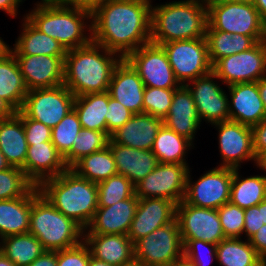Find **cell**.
I'll return each mask as SVG.
<instances>
[{
    "instance_id": "1",
    "label": "cell",
    "mask_w": 266,
    "mask_h": 266,
    "mask_svg": "<svg viewBox=\"0 0 266 266\" xmlns=\"http://www.w3.org/2000/svg\"><path fill=\"white\" fill-rule=\"evenodd\" d=\"M151 4L139 0H107L91 9L92 41L125 59L151 42Z\"/></svg>"
},
{
    "instance_id": "2",
    "label": "cell",
    "mask_w": 266,
    "mask_h": 266,
    "mask_svg": "<svg viewBox=\"0 0 266 266\" xmlns=\"http://www.w3.org/2000/svg\"><path fill=\"white\" fill-rule=\"evenodd\" d=\"M121 59L116 53L93 41L86 46L69 50L64 59L63 84L75 97L107 92L113 70Z\"/></svg>"
},
{
    "instance_id": "3",
    "label": "cell",
    "mask_w": 266,
    "mask_h": 266,
    "mask_svg": "<svg viewBox=\"0 0 266 266\" xmlns=\"http://www.w3.org/2000/svg\"><path fill=\"white\" fill-rule=\"evenodd\" d=\"M37 187L57 210L87 230L98 208L97 183L78 176L68 168L58 176L42 181Z\"/></svg>"
},
{
    "instance_id": "4",
    "label": "cell",
    "mask_w": 266,
    "mask_h": 266,
    "mask_svg": "<svg viewBox=\"0 0 266 266\" xmlns=\"http://www.w3.org/2000/svg\"><path fill=\"white\" fill-rule=\"evenodd\" d=\"M36 6L25 18L40 32L57 40L66 51L92 41L91 33L90 36L83 33L87 28L84 20L91 18V9L71 3H39Z\"/></svg>"
},
{
    "instance_id": "5",
    "label": "cell",
    "mask_w": 266,
    "mask_h": 266,
    "mask_svg": "<svg viewBox=\"0 0 266 266\" xmlns=\"http://www.w3.org/2000/svg\"><path fill=\"white\" fill-rule=\"evenodd\" d=\"M208 8L194 1H175L151 7V42H167L205 37Z\"/></svg>"
},
{
    "instance_id": "6",
    "label": "cell",
    "mask_w": 266,
    "mask_h": 266,
    "mask_svg": "<svg viewBox=\"0 0 266 266\" xmlns=\"http://www.w3.org/2000/svg\"><path fill=\"white\" fill-rule=\"evenodd\" d=\"M29 233L41 242L45 251L69 249L81 244L84 238V229L57 210L36 185L31 189Z\"/></svg>"
},
{
    "instance_id": "7",
    "label": "cell",
    "mask_w": 266,
    "mask_h": 266,
    "mask_svg": "<svg viewBox=\"0 0 266 266\" xmlns=\"http://www.w3.org/2000/svg\"><path fill=\"white\" fill-rule=\"evenodd\" d=\"M208 25L214 30L266 40V22L253 4L218 2L208 8Z\"/></svg>"
},
{
    "instance_id": "8",
    "label": "cell",
    "mask_w": 266,
    "mask_h": 266,
    "mask_svg": "<svg viewBox=\"0 0 266 266\" xmlns=\"http://www.w3.org/2000/svg\"><path fill=\"white\" fill-rule=\"evenodd\" d=\"M162 47L180 85L212 72L205 37L167 42Z\"/></svg>"
},
{
    "instance_id": "9",
    "label": "cell",
    "mask_w": 266,
    "mask_h": 266,
    "mask_svg": "<svg viewBox=\"0 0 266 266\" xmlns=\"http://www.w3.org/2000/svg\"><path fill=\"white\" fill-rule=\"evenodd\" d=\"M135 261L144 266H171L183 257V243L177 220L139 239L134 244Z\"/></svg>"
},
{
    "instance_id": "10",
    "label": "cell",
    "mask_w": 266,
    "mask_h": 266,
    "mask_svg": "<svg viewBox=\"0 0 266 266\" xmlns=\"http://www.w3.org/2000/svg\"><path fill=\"white\" fill-rule=\"evenodd\" d=\"M75 95L64 85L29 90L21 111L54 128L73 109Z\"/></svg>"
},
{
    "instance_id": "11",
    "label": "cell",
    "mask_w": 266,
    "mask_h": 266,
    "mask_svg": "<svg viewBox=\"0 0 266 266\" xmlns=\"http://www.w3.org/2000/svg\"><path fill=\"white\" fill-rule=\"evenodd\" d=\"M212 72L227 86L257 82L266 76V40L257 42L247 51L219 59L212 66Z\"/></svg>"
},
{
    "instance_id": "12",
    "label": "cell",
    "mask_w": 266,
    "mask_h": 266,
    "mask_svg": "<svg viewBox=\"0 0 266 266\" xmlns=\"http://www.w3.org/2000/svg\"><path fill=\"white\" fill-rule=\"evenodd\" d=\"M188 165L158 163L156 168L135 185V195L143 198H164L178 204L186 194Z\"/></svg>"
},
{
    "instance_id": "13",
    "label": "cell",
    "mask_w": 266,
    "mask_h": 266,
    "mask_svg": "<svg viewBox=\"0 0 266 266\" xmlns=\"http://www.w3.org/2000/svg\"><path fill=\"white\" fill-rule=\"evenodd\" d=\"M137 71L146 87L178 89L176 80L162 45L149 42L125 58Z\"/></svg>"
},
{
    "instance_id": "14",
    "label": "cell",
    "mask_w": 266,
    "mask_h": 266,
    "mask_svg": "<svg viewBox=\"0 0 266 266\" xmlns=\"http://www.w3.org/2000/svg\"><path fill=\"white\" fill-rule=\"evenodd\" d=\"M215 167L203 174L193 184L190 180V171L187 175L186 194L184 201L193 206L218 209L230 202L233 168Z\"/></svg>"
},
{
    "instance_id": "15",
    "label": "cell",
    "mask_w": 266,
    "mask_h": 266,
    "mask_svg": "<svg viewBox=\"0 0 266 266\" xmlns=\"http://www.w3.org/2000/svg\"><path fill=\"white\" fill-rule=\"evenodd\" d=\"M176 220L181 239L203 240L215 245L225 239L217 209L189 205L183 200L177 204Z\"/></svg>"
},
{
    "instance_id": "16",
    "label": "cell",
    "mask_w": 266,
    "mask_h": 266,
    "mask_svg": "<svg viewBox=\"0 0 266 266\" xmlns=\"http://www.w3.org/2000/svg\"><path fill=\"white\" fill-rule=\"evenodd\" d=\"M214 78L217 79L211 72L191 81L193 88L191 84H185L192 94L200 120L205 119L212 125L229 120L228 96L217 83H214Z\"/></svg>"
},
{
    "instance_id": "17",
    "label": "cell",
    "mask_w": 266,
    "mask_h": 266,
    "mask_svg": "<svg viewBox=\"0 0 266 266\" xmlns=\"http://www.w3.org/2000/svg\"><path fill=\"white\" fill-rule=\"evenodd\" d=\"M219 129L221 167L236 169L246 160L255 161L251 127L231 120L213 124Z\"/></svg>"
},
{
    "instance_id": "18",
    "label": "cell",
    "mask_w": 266,
    "mask_h": 266,
    "mask_svg": "<svg viewBox=\"0 0 266 266\" xmlns=\"http://www.w3.org/2000/svg\"><path fill=\"white\" fill-rule=\"evenodd\" d=\"M177 204L164 198L139 199L134 219L127 233L135 244L157 228L176 220Z\"/></svg>"
},
{
    "instance_id": "19",
    "label": "cell",
    "mask_w": 266,
    "mask_h": 266,
    "mask_svg": "<svg viewBox=\"0 0 266 266\" xmlns=\"http://www.w3.org/2000/svg\"><path fill=\"white\" fill-rule=\"evenodd\" d=\"M28 91L64 83L65 56L14 55Z\"/></svg>"
},
{
    "instance_id": "20",
    "label": "cell",
    "mask_w": 266,
    "mask_h": 266,
    "mask_svg": "<svg viewBox=\"0 0 266 266\" xmlns=\"http://www.w3.org/2000/svg\"><path fill=\"white\" fill-rule=\"evenodd\" d=\"M145 85L137 71L126 60L121 59L115 66L110 84L109 95L134 114L143 113V94Z\"/></svg>"
},
{
    "instance_id": "21",
    "label": "cell",
    "mask_w": 266,
    "mask_h": 266,
    "mask_svg": "<svg viewBox=\"0 0 266 266\" xmlns=\"http://www.w3.org/2000/svg\"><path fill=\"white\" fill-rule=\"evenodd\" d=\"M228 88L229 120L253 127L266 118L257 82L236 83Z\"/></svg>"
},
{
    "instance_id": "22",
    "label": "cell",
    "mask_w": 266,
    "mask_h": 266,
    "mask_svg": "<svg viewBox=\"0 0 266 266\" xmlns=\"http://www.w3.org/2000/svg\"><path fill=\"white\" fill-rule=\"evenodd\" d=\"M139 198L121 200L112 206L98 207L87 226V234H126L135 217Z\"/></svg>"
},
{
    "instance_id": "23",
    "label": "cell",
    "mask_w": 266,
    "mask_h": 266,
    "mask_svg": "<svg viewBox=\"0 0 266 266\" xmlns=\"http://www.w3.org/2000/svg\"><path fill=\"white\" fill-rule=\"evenodd\" d=\"M84 243L91 256L113 266H122L135 260L134 244L126 234H86ZM90 246V247H89Z\"/></svg>"
},
{
    "instance_id": "24",
    "label": "cell",
    "mask_w": 266,
    "mask_h": 266,
    "mask_svg": "<svg viewBox=\"0 0 266 266\" xmlns=\"http://www.w3.org/2000/svg\"><path fill=\"white\" fill-rule=\"evenodd\" d=\"M162 125L163 120L154 115L134 114L122 127L111 134L110 139L116 144L151 150Z\"/></svg>"
},
{
    "instance_id": "25",
    "label": "cell",
    "mask_w": 266,
    "mask_h": 266,
    "mask_svg": "<svg viewBox=\"0 0 266 266\" xmlns=\"http://www.w3.org/2000/svg\"><path fill=\"white\" fill-rule=\"evenodd\" d=\"M67 169L63 156L52 142L28 145L25 174L36 186L48 178L58 176Z\"/></svg>"
},
{
    "instance_id": "26",
    "label": "cell",
    "mask_w": 266,
    "mask_h": 266,
    "mask_svg": "<svg viewBox=\"0 0 266 266\" xmlns=\"http://www.w3.org/2000/svg\"><path fill=\"white\" fill-rule=\"evenodd\" d=\"M108 146L113 154L117 174L127 177L134 185L149 175L158 165L156 155L151 150H141L114 143Z\"/></svg>"
},
{
    "instance_id": "27",
    "label": "cell",
    "mask_w": 266,
    "mask_h": 266,
    "mask_svg": "<svg viewBox=\"0 0 266 266\" xmlns=\"http://www.w3.org/2000/svg\"><path fill=\"white\" fill-rule=\"evenodd\" d=\"M200 122L191 92L185 85H181L174 92L169 113L163 119V124L192 142Z\"/></svg>"
},
{
    "instance_id": "28",
    "label": "cell",
    "mask_w": 266,
    "mask_h": 266,
    "mask_svg": "<svg viewBox=\"0 0 266 266\" xmlns=\"http://www.w3.org/2000/svg\"><path fill=\"white\" fill-rule=\"evenodd\" d=\"M0 150L10 166L19 167L25 172L28 144L22 119L16 113L0 120Z\"/></svg>"
},
{
    "instance_id": "29",
    "label": "cell",
    "mask_w": 266,
    "mask_h": 266,
    "mask_svg": "<svg viewBox=\"0 0 266 266\" xmlns=\"http://www.w3.org/2000/svg\"><path fill=\"white\" fill-rule=\"evenodd\" d=\"M31 190L23 197L0 200V238L29 232Z\"/></svg>"
},
{
    "instance_id": "30",
    "label": "cell",
    "mask_w": 266,
    "mask_h": 266,
    "mask_svg": "<svg viewBox=\"0 0 266 266\" xmlns=\"http://www.w3.org/2000/svg\"><path fill=\"white\" fill-rule=\"evenodd\" d=\"M28 93L18 62L11 52L0 59V98L16 112L21 110Z\"/></svg>"
},
{
    "instance_id": "31",
    "label": "cell",
    "mask_w": 266,
    "mask_h": 266,
    "mask_svg": "<svg viewBox=\"0 0 266 266\" xmlns=\"http://www.w3.org/2000/svg\"><path fill=\"white\" fill-rule=\"evenodd\" d=\"M13 55L66 56V50L55 39L40 32L25 17L23 31L14 44Z\"/></svg>"
},
{
    "instance_id": "32",
    "label": "cell",
    "mask_w": 266,
    "mask_h": 266,
    "mask_svg": "<svg viewBox=\"0 0 266 266\" xmlns=\"http://www.w3.org/2000/svg\"><path fill=\"white\" fill-rule=\"evenodd\" d=\"M109 93H89L75 97L73 108L78 114L81 128L106 132Z\"/></svg>"
},
{
    "instance_id": "33",
    "label": "cell",
    "mask_w": 266,
    "mask_h": 266,
    "mask_svg": "<svg viewBox=\"0 0 266 266\" xmlns=\"http://www.w3.org/2000/svg\"><path fill=\"white\" fill-rule=\"evenodd\" d=\"M205 38L212 66L219 59L247 51L257 43L251 36L214 30L209 25L207 26Z\"/></svg>"
},
{
    "instance_id": "34",
    "label": "cell",
    "mask_w": 266,
    "mask_h": 266,
    "mask_svg": "<svg viewBox=\"0 0 266 266\" xmlns=\"http://www.w3.org/2000/svg\"><path fill=\"white\" fill-rule=\"evenodd\" d=\"M216 260L222 266H266L254 247L240 238H225L217 244Z\"/></svg>"
},
{
    "instance_id": "35",
    "label": "cell",
    "mask_w": 266,
    "mask_h": 266,
    "mask_svg": "<svg viewBox=\"0 0 266 266\" xmlns=\"http://www.w3.org/2000/svg\"><path fill=\"white\" fill-rule=\"evenodd\" d=\"M192 142L167 128L164 124L158 131L151 151L156 155L158 163L182 164L185 161L186 150L190 149Z\"/></svg>"
},
{
    "instance_id": "36",
    "label": "cell",
    "mask_w": 266,
    "mask_h": 266,
    "mask_svg": "<svg viewBox=\"0 0 266 266\" xmlns=\"http://www.w3.org/2000/svg\"><path fill=\"white\" fill-rule=\"evenodd\" d=\"M70 169L78 176L94 183H99L117 174L116 164L109 146L82 157Z\"/></svg>"
},
{
    "instance_id": "37",
    "label": "cell",
    "mask_w": 266,
    "mask_h": 266,
    "mask_svg": "<svg viewBox=\"0 0 266 266\" xmlns=\"http://www.w3.org/2000/svg\"><path fill=\"white\" fill-rule=\"evenodd\" d=\"M1 240L0 251L16 266H29L45 251L41 242L29 232Z\"/></svg>"
},
{
    "instance_id": "38",
    "label": "cell",
    "mask_w": 266,
    "mask_h": 266,
    "mask_svg": "<svg viewBox=\"0 0 266 266\" xmlns=\"http://www.w3.org/2000/svg\"><path fill=\"white\" fill-rule=\"evenodd\" d=\"M266 199V179L261 176L239 177L238 168L233 169L230 202L242 209L258 205Z\"/></svg>"
},
{
    "instance_id": "39",
    "label": "cell",
    "mask_w": 266,
    "mask_h": 266,
    "mask_svg": "<svg viewBox=\"0 0 266 266\" xmlns=\"http://www.w3.org/2000/svg\"><path fill=\"white\" fill-rule=\"evenodd\" d=\"M109 139L106 132L81 128L72 149L63 157L66 166L71 168L82 157L104 149L108 146Z\"/></svg>"
},
{
    "instance_id": "40",
    "label": "cell",
    "mask_w": 266,
    "mask_h": 266,
    "mask_svg": "<svg viewBox=\"0 0 266 266\" xmlns=\"http://www.w3.org/2000/svg\"><path fill=\"white\" fill-rule=\"evenodd\" d=\"M97 187L98 207L112 206L135 195V185L127 177L120 174L97 183Z\"/></svg>"
},
{
    "instance_id": "41",
    "label": "cell",
    "mask_w": 266,
    "mask_h": 266,
    "mask_svg": "<svg viewBox=\"0 0 266 266\" xmlns=\"http://www.w3.org/2000/svg\"><path fill=\"white\" fill-rule=\"evenodd\" d=\"M80 129V120L74 108L52 128L51 142L63 157L72 149Z\"/></svg>"
},
{
    "instance_id": "42",
    "label": "cell",
    "mask_w": 266,
    "mask_h": 266,
    "mask_svg": "<svg viewBox=\"0 0 266 266\" xmlns=\"http://www.w3.org/2000/svg\"><path fill=\"white\" fill-rule=\"evenodd\" d=\"M34 186L35 184L19 167L11 166L0 171V200L23 197Z\"/></svg>"
},
{
    "instance_id": "43",
    "label": "cell",
    "mask_w": 266,
    "mask_h": 266,
    "mask_svg": "<svg viewBox=\"0 0 266 266\" xmlns=\"http://www.w3.org/2000/svg\"><path fill=\"white\" fill-rule=\"evenodd\" d=\"M176 89L146 87L143 94V113L162 120L167 116Z\"/></svg>"
},
{
    "instance_id": "44",
    "label": "cell",
    "mask_w": 266,
    "mask_h": 266,
    "mask_svg": "<svg viewBox=\"0 0 266 266\" xmlns=\"http://www.w3.org/2000/svg\"><path fill=\"white\" fill-rule=\"evenodd\" d=\"M217 210L225 238H241L244 230V209L227 202Z\"/></svg>"
},
{
    "instance_id": "45",
    "label": "cell",
    "mask_w": 266,
    "mask_h": 266,
    "mask_svg": "<svg viewBox=\"0 0 266 266\" xmlns=\"http://www.w3.org/2000/svg\"><path fill=\"white\" fill-rule=\"evenodd\" d=\"M183 243V256L192 262L195 266H208L210 264L208 263L212 262V258L216 259V249L217 245L205 242L203 240H195V239H182ZM210 246V247H209ZM204 247V249L207 247L208 252V257L207 260L203 257L202 258V253H200L201 248ZM206 260V261H205ZM211 261V262H210Z\"/></svg>"
},
{
    "instance_id": "46",
    "label": "cell",
    "mask_w": 266,
    "mask_h": 266,
    "mask_svg": "<svg viewBox=\"0 0 266 266\" xmlns=\"http://www.w3.org/2000/svg\"><path fill=\"white\" fill-rule=\"evenodd\" d=\"M16 114L22 119L28 145L51 142L52 129L43 123L28 118L21 110Z\"/></svg>"
},
{
    "instance_id": "47",
    "label": "cell",
    "mask_w": 266,
    "mask_h": 266,
    "mask_svg": "<svg viewBox=\"0 0 266 266\" xmlns=\"http://www.w3.org/2000/svg\"><path fill=\"white\" fill-rule=\"evenodd\" d=\"M90 250L84 241L72 248L57 251L58 266H88Z\"/></svg>"
},
{
    "instance_id": "48",
    "label": "cell",
    "mask_w": 266,
    "mask_h": 266,
    "mask_svg": "<svg viewBox=\"0 0 266 266\" xmlns=\"http://www.w3.org/2000/svg\"><path fill=\"white\" fill-rule=\"evenodd\" d=\"M130 110L109 95L106 124L107 134L111 136L119 127H122L132 116Z\"/></svg>"
},
{
    "instance_id": "49",
    "label": "cell",
    "mask_w": 266,
    "mask_h": 266,
    "mask_svg": "<svg viewBox=\"0 0 266 266\" xmlns=\"http://www.w3.org/2000/svg\"><path fill=\"white\" fill-rule=\"evenodd\" d=\"M264 225L261 217V202L250 208L244 209V230L247 240Z\"/></svg>"
},
{
    "instance_id": "50",
    "label": "cell",
    "mask_w": 266,
    "mask_h": 266,
    "mask_svg": "<svg viewBox=\"0 0 266 266\" xmlns=\"http://www.w3.org/2000/svg\"><path fill=\"white\" fill-rule=\"evenodd\" d=\"M255 156L266 152V118L251 127Z\"/></svg>"
},
{
    "instance_id": "51",
    "label": "cell",
    "mask_w": 266,
    "mask_h": 266,
    "mask_svg": "<svg viewBox=\"0 0 266 266\" xmlns=\"http://www.w3.org/2000/svg\"><path fill=\"white\" fill-rule=\"evenodd\" d=\"M247 241L254 247L256 253L266 261V224L262 225Z\"/></svg>"
},
{
    "instance_id": "52",
    "label": "cell",
    "mask_w": 266,
    "mask_h": 266,
    "mask_svg": "<svg viewBox=\"0 0 266 266\" xmlns=\"http://www.w3.org/2000/svg\"><path fill=\"white\" fill-rule=\"evenodd\" d=\"M29 266H58L57 251H44Z\"/></svg>"
},
{
    "instance_id": "53",
    "label": "cell",
    "mask_w": 266,
    "mask_h": 266,
    "mask_svg": "<svg viewBox=\"0 0 266 266\" xmlns=\"http://www.w3.org/2000/svg\"><path fill=\"white\" fill-rule=\"evenodd\" d=\"M20 2L22 0H0V10L7 12L11 17H16Z\"/></svg>"
},
{
    "instance_id": "54",
    "label": "cell",
    "mask_w": 266,
    "mask_h": 266,
    "mask_svg": "<svg viewBox=\"0 0 266 266\" xmlns=\"http://www.w3.org/2000/svg\"><path fill=\"white\" fill-rule=\"evenodd\" d=\"M16 111L2 98H0V120L12 117Z\"/></svg>"
},
{
    "instance_id": "55",
    "label": "cell",
    "mask_w": 266,
    "mask_h": 266,
    "mask_svg": "<svg viewBox=\"0 0 266 266\" xmlns=\"http://www.w3.org/2000/svg\"><path fill=\"white\" fill-rule=\"evenodd\" d=\"M258 89L260 93L261 100L263 102L264 109L266 111V76L260 78L257 81Z\"/></svg>"
},
{
    "instance_id": "56",
    "label": "cell",
    "mask_w": 266,
    "mask_h": 266,
    "mask_svg": "<svg viewBox=\"0 0 266 266\" xmlns=\"http://www.w3.org/2000/svg\"><path fill=\"white\" fill-rule=\"evenodd\" d=\"M253 5L259 12L260 17L266 22V0H254Z\"/></svg>"
},
{
    "instance_id": "57",
    "label": "cell",
    "mask_w": 266,
    "mask_h": 266,
    "mask_svg": "<svg viewBox=\"0 0 266 266\" xmlns=\"http://www.w3.org/2000/svg\"><path fill=\"white\" fill-rule=\"evenodd\" d=\"M104 1L107 0H74V5L83 6L92 9L95 5Z\"/></svg>"
},
{
    "instance_id": "58",
    "label": "cell",
    "mask_w": 266,
    "mask_h": 266,
    "mask_svg": "<svg viewBox=\"0 0 266 266\" xmlns=\"http://www.w3.org/2000/svg\"><path fill=\"white\" fill-rule=\"evenodd\" d=\"M255 163L260 169H263L264 171H266V152L257 155L255 158ZM263 177L266 179V175Z\"/></svg>"
},
{
    "instance_id": "59",
    "label": "cell",
    "mask_w": 266,
    "mask_h": 266,
    "mask_svg": "<svg viewBox=\"0 0 266 266\" xmlns=\"http://www.w3.org/2000/svg\"><path fill=\"white\" fill-rule=\"evenodd\" d=\"M9 45H7L0 37V59L6 57L8 54L11 53Z\"/></svg>"
},
{
    "instance_id": "60",
    "label": "cell",
    "mask_w": 266,
    "mask_h": 266,
    "mask_svg": "<svg viewBox=\"0 0 266 266\" xmlns=\"http://www.w3.org/2000/svg\"><path fill=\"white\" fill-rule=\"evenodd\" d=\"M190 1H194L197 4H199V5H201V6L205 7V8H209L210 6L220 2V0H190Z\"/></svg>"
},
{
    "instance_id": "61",
    "label": "cell",
    "mask_w": 266,
    "mask_h": 266,
    "mask_svg": "<svg viewBox=\"0 0 266 266\" xmlns=\"http://www.w3.org/2000/svg\"><path fill=\"white\" fill-rule=\"evenodd\" d=\"M88 266H113V265H110V264L106 263L105 261H101V260L96 259L95 257L91 256Z\"/></svg>"
},
{
    "instance_id": "62",
    "label": "cell",
    "mask_w": 266,
    "mask_h": 266,
    "mask_svg": "<svg viewBox=\"0 0 266 266\" xmlns=\"http://www.w3.org/2000/svg\"><path fill=\"white\" fill-rule=\"evenodd\" d=\"M171 266H195V265L183 256L182 258L176 260Z\"/></svg>"
},
{
    "instance_id": "63",
    "label": "cell",
    "mask_w": 266,
    "mask_h": 266,
    "mask_svg": "<svg viewBox=\"0 0 266 266\" xmlns=\"http://www.w3.org/2000/svg\"><path fill=\"white\" fill-rule=\"evenodd\" d=\"M0 266H16L0 251Z\"/></svg>"
},
{
    "instance_id": "64",
    "label": "cell",
    "mask_w": 266,
    "mask_h": 266,
    "mask_svg": "<svg viewBox=\"0 0 266 266\" xmlns=\"http://www.w3.org/2000/svg\"><path fill=\"white\" fill-rule=\"evenodd\" d=\"M10 164L6 161L5 156L0 150V171L10 168Z\"/></svg>"
},
{
    "instance_id": "65",
    "label": "cell",
    "mask_w": 266,
    "mask_h": 266,
    "mask_svg": "<svg viewBox=\"0 0 266 266\" xmlns=\"http://www.w3.org/2000/svg\"><path fill=\"white\" fill-rule=\"evenodd\" d=\"M261 217L264 224H266V199L261 202Z\"/></svg>"
},
{
    "instance_id": "66",
    "label": "cell",
    "mask_w": 266,
    "mask_h": 266,
    "mask_svg": "<svg viewBox=\"0 0 266 266\" xmlns=\"http://www.w3.org/2000/svg\"><path fill=\"white\" fill-rule=\"evenodd\" d=\"M41 3H71L74 4V0H42Z\"/></svg>"
},
{
    "instance_id": "67",
    "label": "cell",
    "mask_w": 266,
    "mask_h": 266,
    "mask_svg": "<svg viewBox=\"0 0 266 266\" xmlns=\"http://www.w3.org/2000/svg\"><path fill=\"white\" fill-rule=\"evenodd\" d=\"M254 0H220V2H236V3H245V4H253Z\"/></svg>"
},
{
    "instance_id": "68",
    "label": "cell",
    "mask_w": 266,
    "mask_h": 266,
    "mask_svg": "<svg viewBox=\"0 0 266 266\" xmlns=\"http://www.w3.org/2000/svg\"><path fill=\"white\" fill-rule=\"evenodd\" d=\"M122 266H144L141 262H138V261H133L131 263H128L126 265H122Z\"/></svg>"
},
{
    "instance_id": "69",
    "label": "cell",
    "mask_w": 266,
    "mask_h": 266,
    "mask_svg": "<svg viewBox=\"0 0 266 266\" xmlns=\"http://www.w3.org/2000/svg\"><path fill=\"white\" fill-rule=\"evenodd\" d=\"M139 1H143V2H146V3H148V4H151L150 2V0H139Z\"/></svg>"
}]
</instances>
